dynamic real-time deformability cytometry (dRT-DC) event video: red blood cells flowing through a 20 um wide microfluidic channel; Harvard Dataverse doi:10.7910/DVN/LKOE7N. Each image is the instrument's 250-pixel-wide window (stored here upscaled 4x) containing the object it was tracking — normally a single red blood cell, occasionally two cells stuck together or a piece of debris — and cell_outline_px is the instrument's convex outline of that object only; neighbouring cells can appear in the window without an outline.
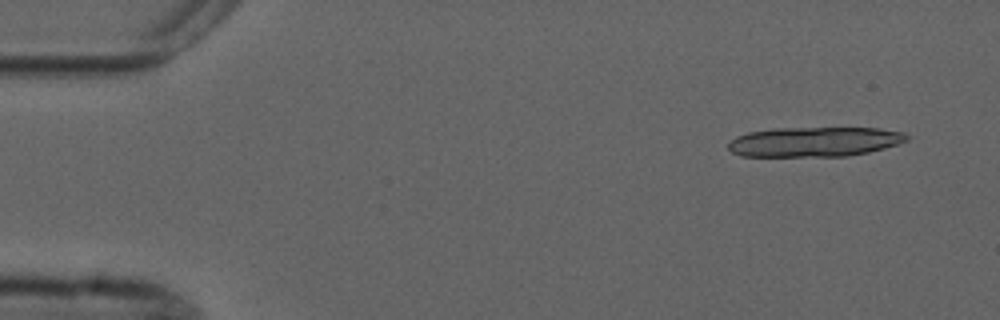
{"species": "common noctule bat (a hibernating species)", "species_latin": "Nyctalus noctula", "temperature_condition": "cold", "stored_images_in_passage": 5, "camera_frame_rate_fps": 3000, "um_per_image_px": 0.085, "animal": {"sex": "male", "forearm_length_mm": 52.5}, "frame": {"image": 1, "passage_image": 2, "time_ms": 1.0, "image_size_px": [1000, 320], "cell_outline_px": [[908, 140], [884, 148], [868, 152], [848, 156], [740, 156], [732, 152], [728, 148], [728, 144], [736, 136], [748, 132], [772, 128], [880, 128], [904, 132], [908, 136]], "centroid_in_image_um": [69.22, 12.05], "position_along_channel_um": 15.8, "area_um2": 30.98}}
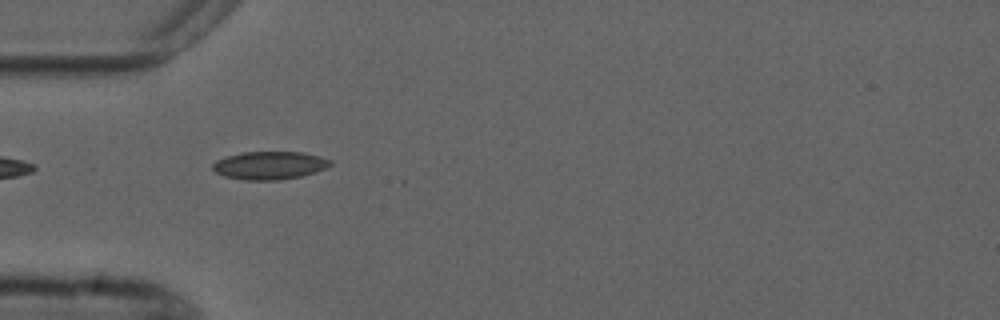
{"frame": {"image": 2, "passage_image": 5, "time_ms": 5.333, "image_size_px": [1000, 320], "cell_outline_px": [[332, 164], [316, 172], [300, 176], [280, 180], [244, 180], [224, 176], [216, 172], [212, 168], [212, 164], [216, 160], [228, 156], [244, 152], [304, 152], [320, 156], [332, 160]], "centroid_in_image_um": [22.92, 14.06], "position_along_channel_um": 62.1, "area_um2": 19.19}}